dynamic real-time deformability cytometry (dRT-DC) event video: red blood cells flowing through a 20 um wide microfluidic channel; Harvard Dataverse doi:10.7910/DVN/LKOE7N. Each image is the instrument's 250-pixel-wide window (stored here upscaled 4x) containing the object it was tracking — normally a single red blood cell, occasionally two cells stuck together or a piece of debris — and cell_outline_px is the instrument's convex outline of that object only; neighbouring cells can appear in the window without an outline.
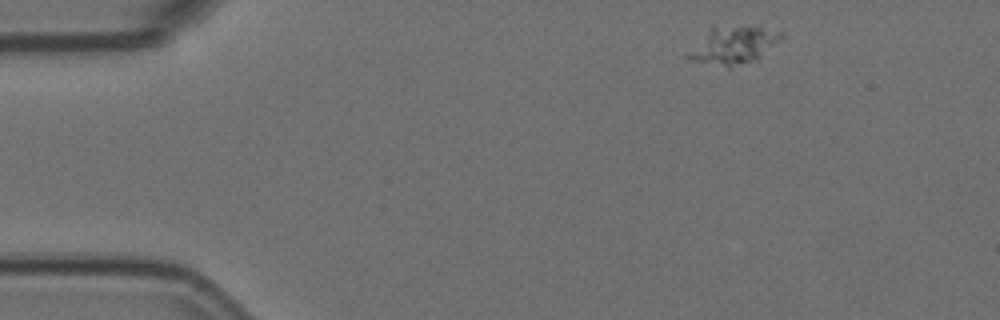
{"species": "Egyptian fruit bat (a non-hibernating species)", "species_latin": "Rousettus aegyptiacus", "temperature_condition": "room temperature", "stored_images_in_passage": 8, "camera_frame_rate_fps": 3000, "um_per_image_px": 0.085, "animal": {"sex": "female"}, "frame": {"image": 1, "passage_image": 1, "time_ms": 0.0, "image_size_px": [1000, 320], "cell_outline_px": [[784, 36], [756, 56], [748, 60], [728, 68], [688, 60], [684, 56], [712, 24], [760, 28], [784, 32]], "centroid_in_image_um": [62.18, 3.81], "position_along_channel_um": 22.8, "area_um2": 19.77}}
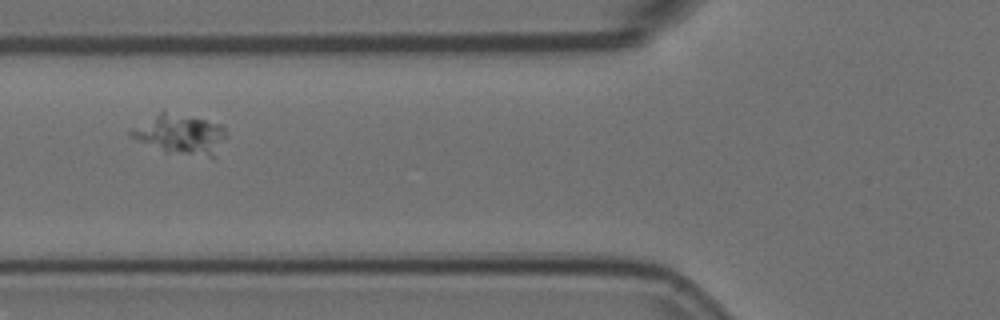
{"frame": {"image": 2, "passage_image": 5, "time_ms": 1.333, "image_size_px": [1000, 320], "cell_outline_px": [[224, 136], [212, 156], [208, 156], [164, 152], [128, 136], [128, 132], [132, 128], [164, 108], [224, 124]], "centroid_in_image_um": [15.25, 11.34], "position_along_channel_um": 110.6, "area_um2": 22.25}}
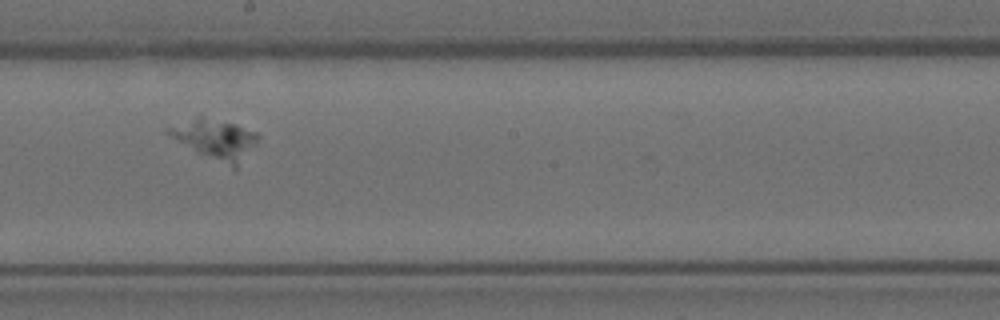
{"frame": {"image": 3, "passage_image": 8, "time_ms": 2.333, "image_size_px": [1000, 320], "cell_outline_px": [[260, 136], [256, 144], [236, 172], [164, 132], [164, 128], [196, 116], [200, 116], [236, 124], [256, 132]], "centroid_in_image_um": [18.37, 11.86], "position_along_channel_um": 229.8, "area_um2": 20.81}}